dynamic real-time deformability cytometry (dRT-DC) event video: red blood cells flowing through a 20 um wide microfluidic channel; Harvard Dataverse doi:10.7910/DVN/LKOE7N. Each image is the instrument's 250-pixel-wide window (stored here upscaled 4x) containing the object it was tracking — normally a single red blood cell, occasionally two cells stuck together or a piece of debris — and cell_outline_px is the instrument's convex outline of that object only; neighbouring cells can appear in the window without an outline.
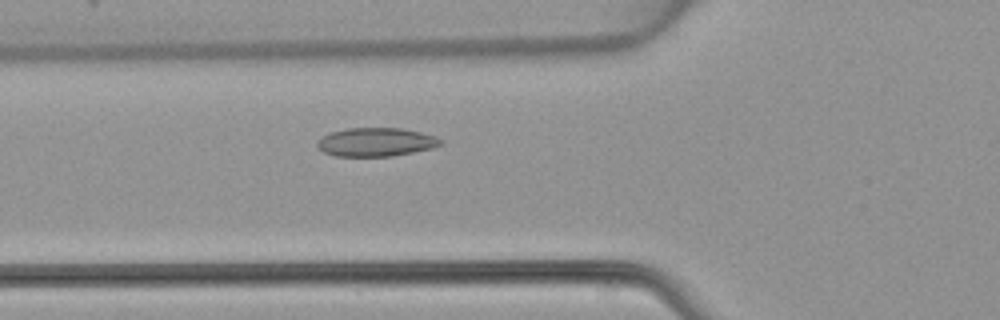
{"species": "common noctule bat (a hibernating species)", "species_latin": "Nyctalus noctula", "temperature_condition": "warm", "stored_images_in_passage": 46, "camera_frame_rate_fps": 3000, "um_per_image_px": 0.085, "animal": {"sex": "female", "body_mass_g": 22.7, "forearm_length_mm": 54.2}, "frame": {"image": 1, "passage_image": 17, "time_ms": 5.333, "image_size_px": [1000, 320], "cell_outline_px": [[444, 144], [432, 148], [392, 156], [336, 156], [324, 152], [316, 144], [316, 140], [332, 132], [348, 128], [400, 128], [420, 132], [436, 136], [444, 140]], "centroid_in_image_um": [31.99, 12.07], "position_along_channel_um": 93.8, "area_um2": 20.52}}
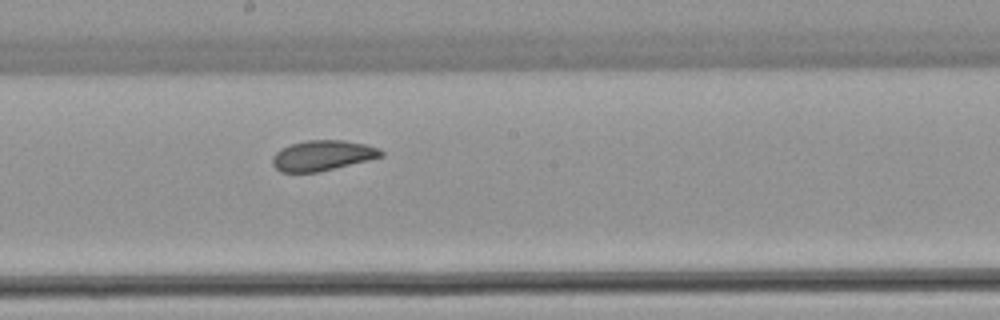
{"frame": {"image": 2, "passage_image": 26, "time_ms": 8.333, "image_size_px": [1000, 320], "cell_outline_px": [[384, 156], [320, 172], [280, 172], [272, 164], [272, 156], [280, 148], [304, 140], [344, 140], [364, 144], [380, 148], [384, 152]], "centroid_in_image_um": [27.41, 13.22], "position_along_channel_um": 220.8, "area_um2": 19.31}}
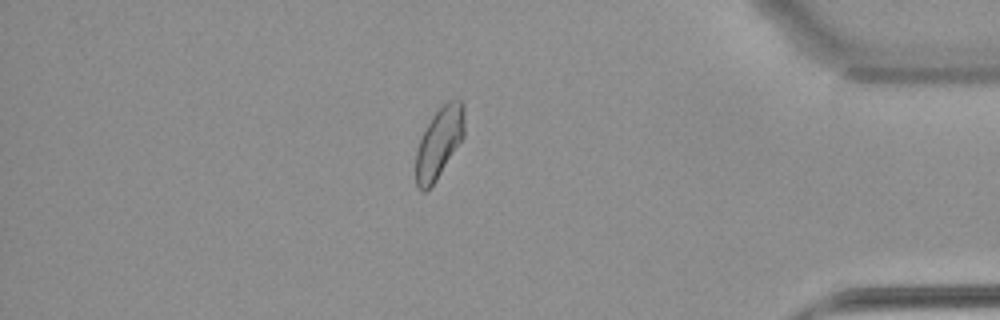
{"frame": {"image": 3, "passage_image": 41, "time_ms": 13.333, "image_size_px": [1000, 320], "cell_outline_px": [[464, 136], [436, 180], [424, 192], [420, 192], [416, 188], [416, 152], [420, 136], [432, 116], [440, 104], [456, 96], [464, 104]], "centroid_in_image_um": [37.32, 12.07], "position_along_channel_um": 397.9, "area_um2": 20.35}}